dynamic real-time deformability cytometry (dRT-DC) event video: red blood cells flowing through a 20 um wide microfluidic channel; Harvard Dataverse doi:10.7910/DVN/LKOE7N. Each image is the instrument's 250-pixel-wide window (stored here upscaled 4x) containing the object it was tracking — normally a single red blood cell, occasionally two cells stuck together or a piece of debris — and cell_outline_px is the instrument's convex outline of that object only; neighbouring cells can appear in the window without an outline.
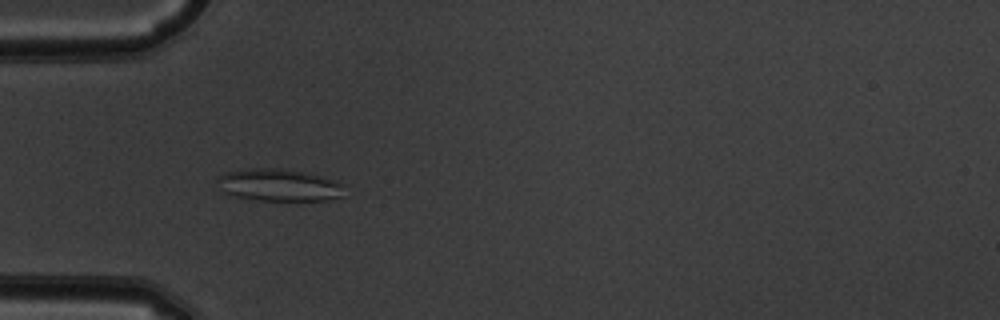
{"species": "common noctule bat (a hibernating species)", "species_latin": "Nyctalus noctula", "temperature_condition": "warm", "stored_images_in_passage": 52, "camera_frame_rate_fps": 3000, "um_per_image_px": 0.085, "animal": {"sex": "male", "body_mass_g": 19.5, "forearm_length_mm": 54.6}, "frame": {"image": 1, "passage_image": 16, "time_ms": 5.0, "image_size_px": [1000, 320], "cell_outline_px": [[344, 184], [340, 196], [328, 200], [260, 200], [228, 196], [224, 192], [216, 180], [216, 176], [224, 172], [252, 168], [280, 168], [304, 172], [324, 176], [336, 180]], "centroid_in_image_um": [23.66, 15.72], "position_along_channel_um": 61.3, "area_um2": 24.04}}
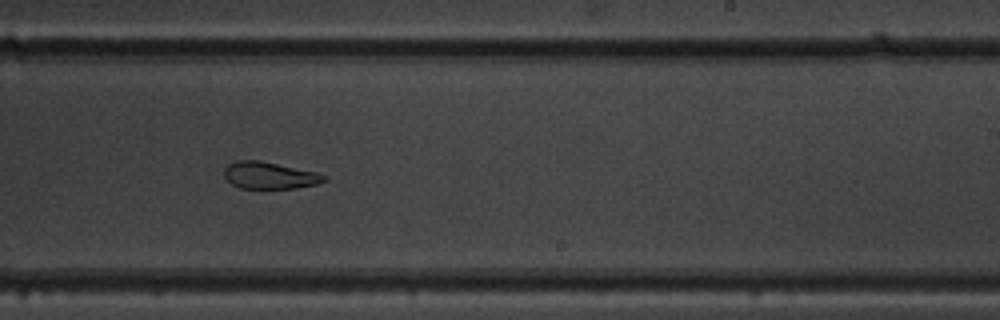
{"frame": {"image": 2, "passage_image": 32, "time_ms": 10.333, "image_size_px": [1000, 320], "cell_outline_px": [[328, 180], [316, 184], [296, 188], [240, 188], [232, 184], [224, 176], [224, 168], [228, 164], [236, 160], [260, 160], [316, 172], [328, 176]], "centroid_in_image_um": [22.92, 14.9], "position_along_channel_um": 266.1, "area_um2": 15.72}}
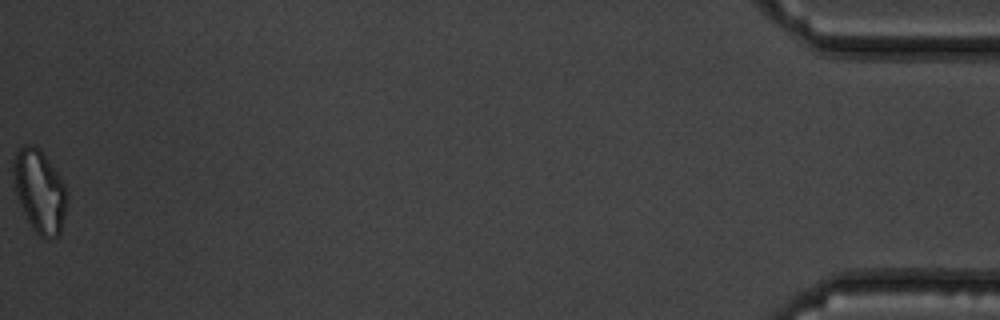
{"frame": {"image": 3, "passage_image": 52, "time_ms": 17.0, "image_size_px": [1000, 320], "cell_outline_px": [[68, 204], [60, 236], [48, 240], [40, 236], [32, 228], [20, 204], [16, 192], [12, 172], [12, 160], [16, 152], [24, 144], [32, 144], [40, 148], [60, 176], [68, 192]], "centroid_in_image_um": [3.39, 16.25], "position_along_channel_um": 431.8, "area_um2": 26.36}, "authors_computed_cell_mechanics": {"area_um2": 21.9929, "velocity_mm_per_s": 3.9009, "shape_relaxation_time_tau1_ms": null, "shape_relaxation_time_tau2_ms": 2.7379, "deformation_change_tau1": null, "deformation_change_tau2": 0.0744}}